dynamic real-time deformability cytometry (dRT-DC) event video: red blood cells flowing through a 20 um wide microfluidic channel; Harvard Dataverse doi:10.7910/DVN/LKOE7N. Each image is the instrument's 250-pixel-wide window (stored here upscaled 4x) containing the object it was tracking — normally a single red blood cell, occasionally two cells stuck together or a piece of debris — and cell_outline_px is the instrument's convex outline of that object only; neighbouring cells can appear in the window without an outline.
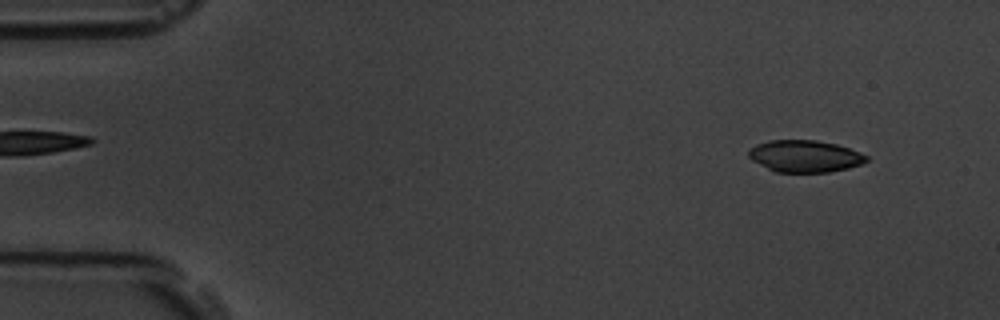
{"species": "common noctule bat (a hibernating species)", "species_latin": "Nyctalus noctula", "temperature_condition": "room temperature", "stored_images_in_passage": 14, "camera_frame_rate_fps": 3000, "um_per_image_px": 0.085, "animal": {"sex": "male", "body_mass_g": 19.5, "forearm_length_mm": 54.6}, "frame": {"image": 1, "passage_image": 1, "time_ms": 0.0, "image_size_px": [1000, 320], "cell_outline_px": [[868, 160], [860, 164], [848, 168], [828, 172], [776, 172], [752, 160], [748, 156], [748, 148], [756, 144], [768, 140], [816, 140], [836, 144], [860, 152], [868, 156]], "centroid_in_image_um": [68.39, 13.27], "position_along_channel_um": 16.6, "area_um2": 21.91}}
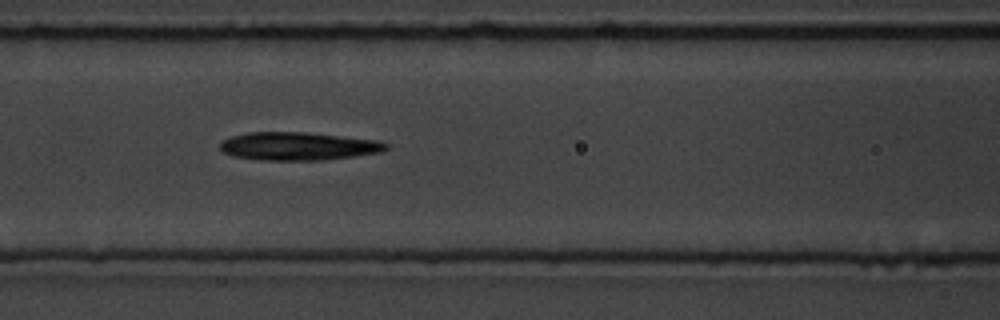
{"frame": {"image": 2, "passage_image": 6, "time_ms": 6.333, "image_size_px": [1000, 320], "cell_outline_px": [[388, 148], [380, 152], [324, 160], [268, 160], [232, 156], [224, 152], [220, 148], [220, 144], [224, 140], [232, 136], [248, 132], [308, 132], [380, 140], [388, 144]], "centroid_in_image_um": [25.38, 12.41], "position_along_channel_um": 141.2, "area_um2": 27.11}}
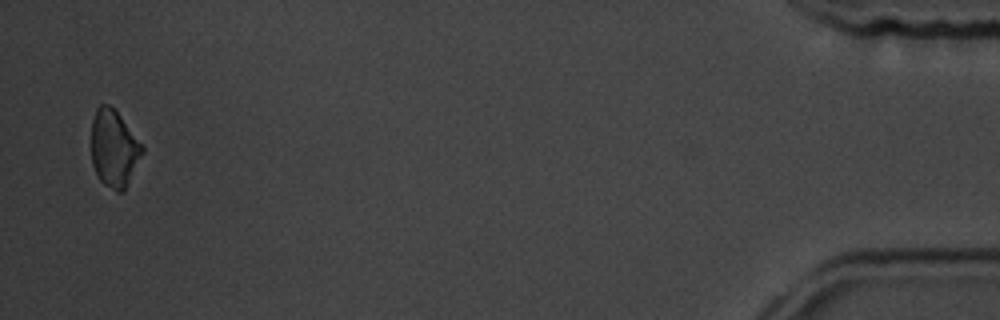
{"frame": {"image": 3, "passage_image": 14, "time_ms": 16.667, "image_size_px": [1000, 320], "cell_outline_px": [[144, 152], [124, 192], [116, 192], [104, 184], [96, 176], [92, 164], [92, 120], [96, 108], [100, 104], [108, 104], [116, 108], [144, 144]], "centroid_in_image_um": [9.72, 12.6], "position_along_channel_um": 425.5, "area_um2": 23.58}}